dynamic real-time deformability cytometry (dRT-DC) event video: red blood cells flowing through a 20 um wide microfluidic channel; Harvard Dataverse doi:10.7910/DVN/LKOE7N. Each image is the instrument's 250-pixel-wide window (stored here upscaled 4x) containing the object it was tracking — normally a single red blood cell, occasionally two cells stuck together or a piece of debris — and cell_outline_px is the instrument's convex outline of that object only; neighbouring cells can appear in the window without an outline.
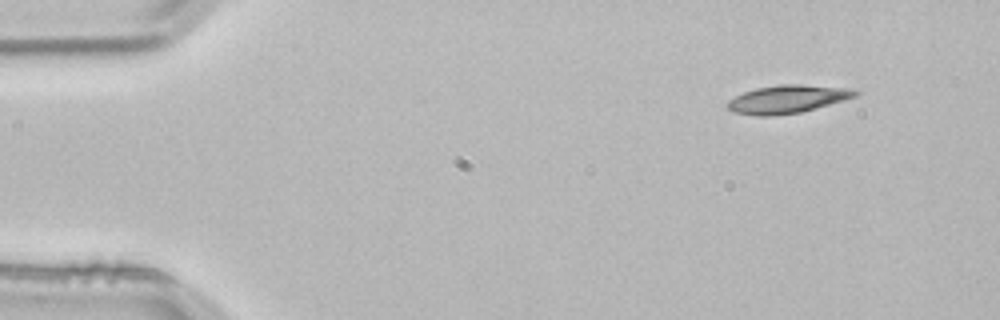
{"species": "common noctule bat (a hibernating species)", "species_latin": "Nyctalus noctula", "temperature_condition": "room temperature", "stored_images_in_passage": 2, "camera_frame_rate_fps": 3000, "um_per_image_px": 0.085, "animal": {"sex": "male", "body_mass_g": 21.5, "forearm_length_mm": 52.0}, "frame": {"image": 1, "passage_image": 1, "time_ms": 0.0, "image_size_px": [1000, 320], "cell_outline_px": [[860, 92], [856, 96], [844, 100], [816, 108], [800, 112], [772, 116], [760, 116], [732, 112], [724, 104], [728, 100], [744, 92], [756, 88], [780, 84], [800, 84], [856, 88]], "centroid_in_image_um": [66.95, 8.42], "position_along_channel_um": 18.1, "area_um2": 21.1}}